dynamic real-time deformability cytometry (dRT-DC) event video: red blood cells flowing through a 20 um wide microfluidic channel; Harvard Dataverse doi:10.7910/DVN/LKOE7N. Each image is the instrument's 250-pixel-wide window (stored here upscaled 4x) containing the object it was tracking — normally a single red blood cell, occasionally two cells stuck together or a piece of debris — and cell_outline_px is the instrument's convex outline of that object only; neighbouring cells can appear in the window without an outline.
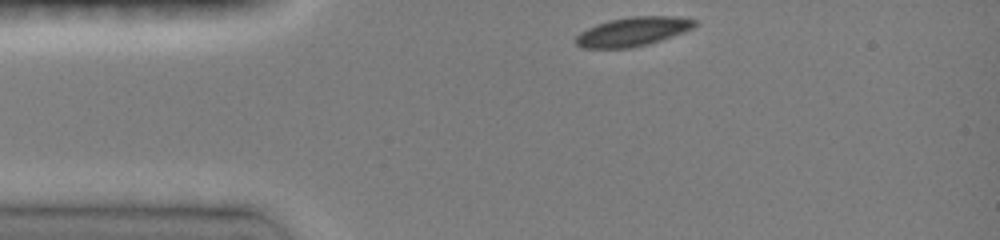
{"species": "common noctule bat (a hibernating species)", "species_latin": "Nyctalus noctula", "temperature_condition": "room temperature", "stored_images_in_passage": 12, "camera_frame_rate_fps": 3000, "um_per_image_px": 0.085, "animal": {"sex": "female", "body_mass_g": 19.0, "forearm_length_mm": 51.5}, "frame": {"image": 1, "passage_image": 1, "time_ms": 0.0, "image_size_px": [1000, 240], "cell_outline_px": [[696, 24], [692, 28], [684, 32], [648, 44], [632, 48], [584, 48], [576, 44], [576, 36], [580, 32], [596, 24], [608, 20], [632, 16], [676, 16], [696, 20]], "centroid_in_image_um": [53.78, 2.68], "position_along_channel_um": 31.2, "area_um2": 20.06}}
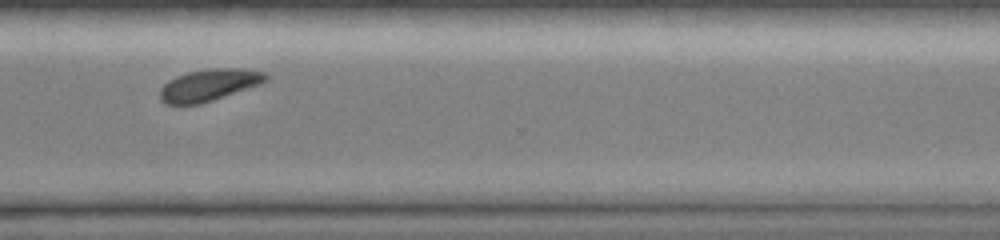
{"frame": {"image": 2, "passage_image": 10, "time_ms": 9.0, "image_size_px": [1000, 240], "cell_outline_px": [[268, 80], [260, 84], [200, 104], [164, 104], [160, 100], [160, 88], [168, 80], [176, 76], [188, 72], [212, 68], [244, 68], [264, 72], [268, 76]], "centroid_in_image_um": [17.75, 7.22], "position_along_channel_um": 352.8, "area_um2": 19.59}}
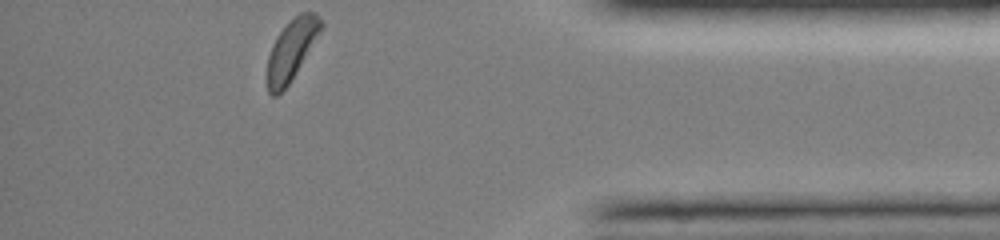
{"frame": {"image": 3, "passage_image": 12, "time_ms": 11.0, "image_size_px": [1000, 240], "cell_outline_px": [[324, 24], [320, 32], [288, 84], [276, 96], [272, 96], [268, 92], [268, 56], [272, 44], [276, 36], [300, 12], [316, 12], [320, 16]], "centroid_in_image_um": [24.78, 4.2], "position_along_channel_um": 410.4, "area_um2": 18.38}, "authors_computed_cell_mechanics": {"area_um2": 20.6635, "velocity_mm_per_s": 3.9706, "shape_relaxation_time_tau1_ms": 1.3673, "shape_relaxation_time_tau2_ms": null, "deformation_change_tau1": 0.0747, "deformation_change_tau2": null}}